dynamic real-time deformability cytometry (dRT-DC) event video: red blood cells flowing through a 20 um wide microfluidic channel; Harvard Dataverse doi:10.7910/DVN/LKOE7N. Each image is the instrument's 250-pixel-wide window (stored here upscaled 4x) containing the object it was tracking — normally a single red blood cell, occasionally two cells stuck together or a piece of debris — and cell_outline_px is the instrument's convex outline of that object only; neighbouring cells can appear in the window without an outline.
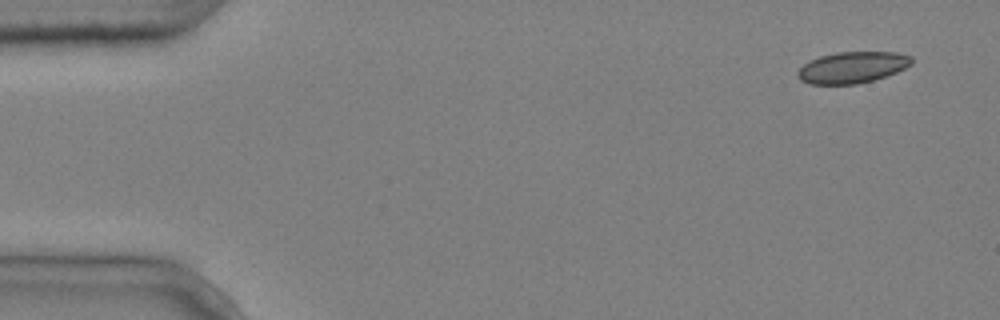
{"species": "common noctule bat (a hibernating species)", "species_latin": "Nyctalus noctula", "temperature_condition": "cold", "stored_images_in_passage": 5, "camera_frame_rate_fps": 3000, "um_per_image_px": 0.085, "animal": {"sex": "male", "body_mass_g": 20.4}, "frame": {"image": 1, "passage_image": 1, "time_ms": 0.0, "image_size_px": [1000, 320], "cell_outline_px": [[912, 64], [896, 72], [872, 80], [856, 84], [808, 84], [800, 80], [796, 76], [796, 72], [804, 64], [820, 56], [836, 52], [896, 52], [912, 56]], "centroid_in_image_um": [72.42, 5.73], "position_along_channel_um": 12.6, "area_um2": 20.75}}
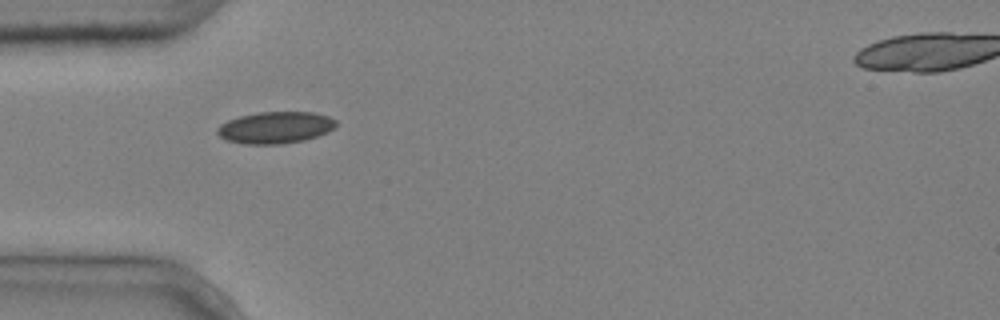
{"frame": {"image": 2, "passage_image": 4, "time_ms": 1.0, "image_size_px": [1000, 320], "cell_outline_px": [[336, 124], [328, 132], [304, 140], [280, 144], [244, 144], [228, 140], [220, 136], [216, 132], [216, 128], [220, 124], [228, 120], [240, 116], [260, 112], [312, 112], [328, 116], [336, 120]], "centroid_in_image_um": [23.39, 10.84], "position_along_channel_um": 61.6, "area_um2": 21.85}}